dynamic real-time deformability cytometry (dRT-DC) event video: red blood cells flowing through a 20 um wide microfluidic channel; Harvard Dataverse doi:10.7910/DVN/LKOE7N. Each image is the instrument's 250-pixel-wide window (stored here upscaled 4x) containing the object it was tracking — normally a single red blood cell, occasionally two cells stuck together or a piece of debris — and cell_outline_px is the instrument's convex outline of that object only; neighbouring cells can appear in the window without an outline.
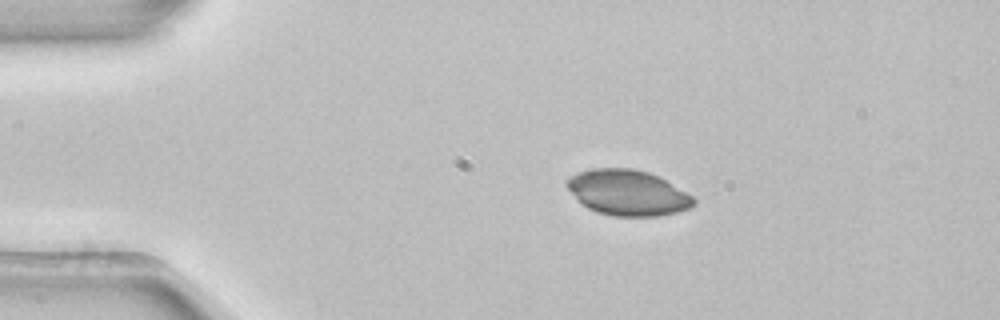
{"species": "common noctule bat (a hibernating species)", "species_latin": "Nyctalus noctula", "temperature_condition": "room temperature", "stored_images_in_passage": 3, "camera_frame_rate_fps": 3000, "um_per_image_px": 0.085, "animal": {"sex": "female", "body_mass_g": 22.7, "forearm_length_mm": 54.2}, "frame": {"image": 1, "passage_image": 2, "time_ms": 0.333, "image_size_px": [1000, 320], "cell_outline_px": [[696, 204], [688, 208], [676, 212], [656, 216], [612, 216], [596, 212], [588, 208], [568, 188], [568, 180], [572, 176], [580, 172], [592, 168], [632, 168], [648, 172], [660, 176], [692, 196], [696, 200]], "centroid_in_image_um": [53.4, 16.38], "position_along_channel_um": 31.6, "area_um2": 33.23}}